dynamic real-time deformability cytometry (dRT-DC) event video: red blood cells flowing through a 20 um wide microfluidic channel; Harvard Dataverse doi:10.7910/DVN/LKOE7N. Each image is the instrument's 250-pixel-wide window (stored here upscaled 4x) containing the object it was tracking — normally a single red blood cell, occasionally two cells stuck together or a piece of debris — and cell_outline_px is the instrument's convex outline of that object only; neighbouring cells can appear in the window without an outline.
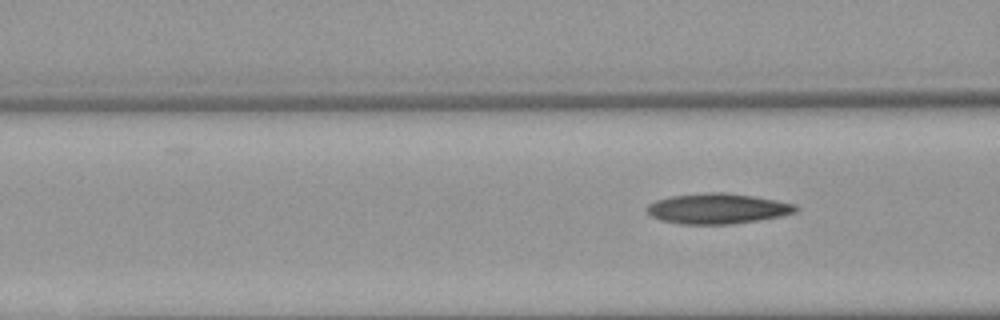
{"species": "Egyptian fruit bat (a non-hibernating species)", "species_latin": "Rousettus aegyptiacus", "temperature_condition": "warm", "stored_images_in_passage": 5, "segment_of_instrument_passage": [2, 2], "camera_frame_rate_fps": 3000, "um_per_image_px": 0.085, "animal": {"sex": "female"}, "frame": {"image": 1, "passage_image": 5, "time_ms": 4.667, "image_size_px": [1000, 320], "cell_outline_px": [[800, 208], [796, 212], [780, 216], [760, 220], [732, 224], [680, 224], [660, 220], [648, 216], [644, 212], [644, 208], [648, 204], [656, 200], [672, 196], [704, 192], [724, 192], [752, 196], [776, 200], [796, 204]], "centroid_in_image_um": [60.94, 17.73], "position_along_channel_um": 105.7, "area_um2": 26.7}}